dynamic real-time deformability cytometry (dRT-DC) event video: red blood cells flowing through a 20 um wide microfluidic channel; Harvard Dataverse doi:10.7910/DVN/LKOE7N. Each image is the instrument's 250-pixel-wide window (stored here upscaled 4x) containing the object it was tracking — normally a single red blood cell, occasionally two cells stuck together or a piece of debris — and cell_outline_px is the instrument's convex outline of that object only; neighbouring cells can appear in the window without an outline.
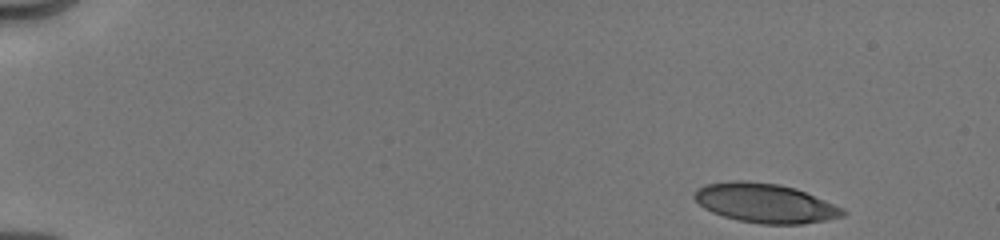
{"species": "human", "species_latin": "Homo sapiens", "temperature_condition": "cold", "stored_images_in_passage": 42, "camera_frame_rate_fps": 3000, "um_per_image_px": 0.085, "donor": {"sex": "male"}, "frame": {"image": 1, "passage_image": 1, "time_ms": 0.0, "image_size_px": [1000, 240], "cell_outline_px": [[848, 212], [844, 216], [828, 220], [804, 224], [760, 224], [740, 220], [724, 216], [712, 212], [704, 208], [692, 196], [700, 188], [708, 184], [728, 180], [748, 180], [780, 184], [796, 188], [844, 208]], "centroid_in_image_um": [65.09, 17.26], "position_along_channel_um": 19.9, "area_um2": 34.1}}
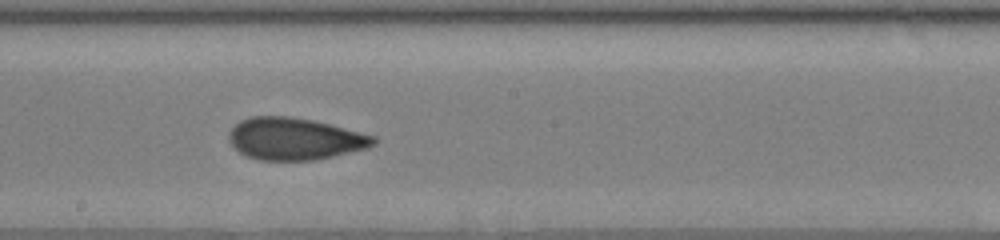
{"frame": {"image": 2, "passage_image": 25, "time_ms": 8.333, "image_size_px": [1000, 240], "cell_outline_px": [[376, 144], [368, 148], [332, 156], [312, 160], [260, 160], [248, 156], [240, 152], [228, 140], [228, 132], [240, 120], [248, 116], [288, 116], [312, 120], [376, 136]], "centroid_in_image_um": [25.03, 11.79], "position_along_channel_um": 223.2, "area_um2": 35.26}}
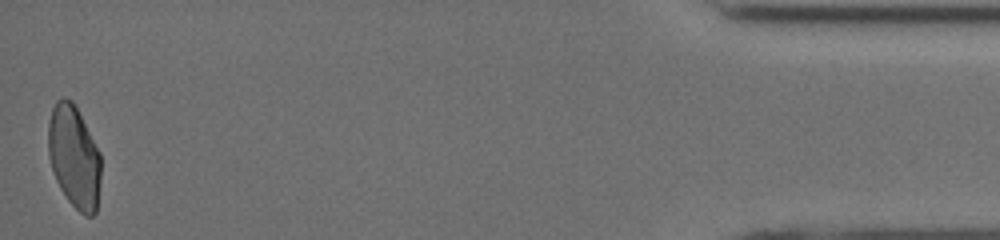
{"frame": {"image": 3, "passage_image": 42, "time_ms": 15.333, "image_size_px": [1000, 240], "cell_outline_px": [[100, 180], [96, 212], [92, 216], [84, 216], [68, 200], [60, 188], [56, 180], [48, 156], [48, 124], [52, 108], [56, 100], [64, 96], [72, 100], [100, 152]], "centroid_in_image_um": [6.29, 13.32], "position_along_channel_um": 428.9, "area_um2": 31.44}, "authors_computed_cell_mechanics": {"area_um2": 34.68, "velocity_mm_per_s": 4.0251, "shape_relaxation_time_tau1_ms": null, "shape_relaxation_time_tau2_ms": 1.3183, "deformation_change_tau1": null, "deformation_change_tau2": 0.0659}}